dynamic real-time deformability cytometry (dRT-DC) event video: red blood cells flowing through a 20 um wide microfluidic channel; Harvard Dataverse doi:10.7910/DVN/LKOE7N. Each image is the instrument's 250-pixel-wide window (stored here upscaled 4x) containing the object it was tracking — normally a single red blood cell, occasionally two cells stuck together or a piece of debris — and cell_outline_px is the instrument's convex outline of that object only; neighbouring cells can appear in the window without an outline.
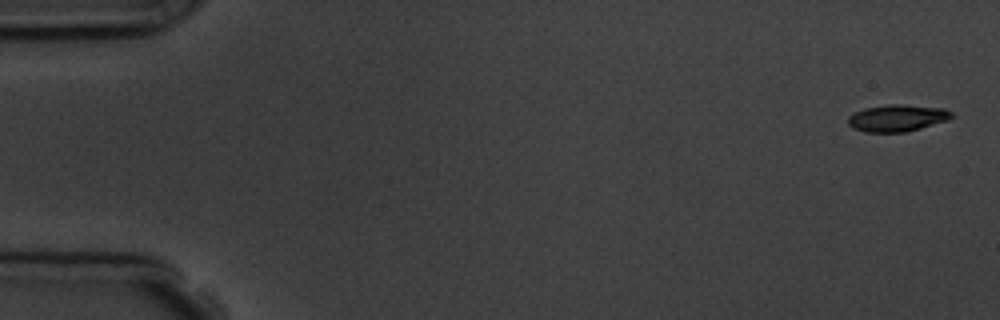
{"species": "common noctule bat (a hibernating species)", "species_latin": "Nyctalus noctula", "temperature_condition": "room temperature", "stored_images_in_passage": 4, "camera_frame_rate_fps": 3000, "um_per_image_px": 0.085, "animal": {"sex": "male", "body_mass_g": 19.5, "forearm_length_mm": 54.6}, "frame": {"image": 1, "passage_image": 1, "time_ms": 0.0, "image_size_px": [1000, 320], "cell_outline_px": [[956, 116], [948, 120], [920, 128], [904, 132], [864, 132], [852, 128], [848, 124], [848, 116], [864, 108], [888, 104], [900, 104], [944, 108], [952, 112]], "centroid_in_image_um": [76.27, 10.03], "position_along_channel_um": 8.7, "area_um2": 16.3}}